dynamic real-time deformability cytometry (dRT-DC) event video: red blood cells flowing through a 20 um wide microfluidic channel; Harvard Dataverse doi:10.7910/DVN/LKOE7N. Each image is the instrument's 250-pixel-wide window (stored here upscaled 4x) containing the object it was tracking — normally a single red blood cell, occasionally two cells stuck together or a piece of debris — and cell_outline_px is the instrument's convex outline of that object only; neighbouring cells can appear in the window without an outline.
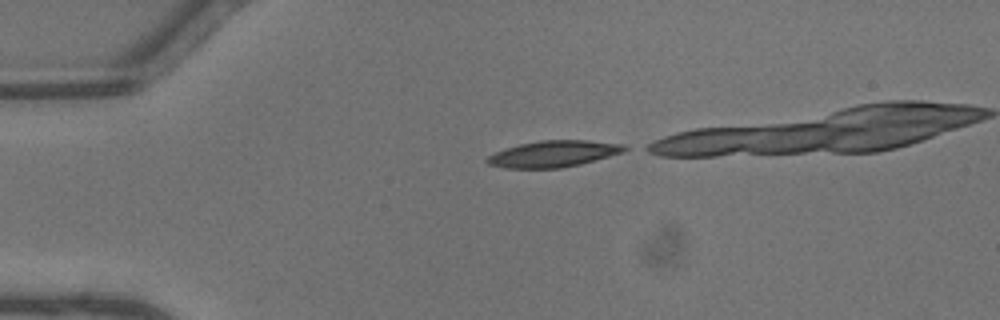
{"species": "common noctule bat (a hibernating species)", "species_latin": "Nyctalus noctula", "temperature_condition": "warm", "stored_images_in_passage": 11, "camera_frame_rate_fps": 3000, "um_per_image_px": 0.085, "animal": {"sex": "male", "body_mass_g": 13.3}, "frame": {"image": 1, "passage_image": 1, "time_ms": 0.0, "image_size_px": [1000, 320], "cell_outline_px": [[632, 148], [624, 152], [580, 164], [560, 168], [504, 168], [488, 164], [484, 160], [488, 156], [504, 148], [520, 144], [540, 140], [588, 140], [624, 144]], "centroid_in_image_um": [47.07, 13.07], "position_along_channel_um": 37.9, "area_um2": 21.27}}
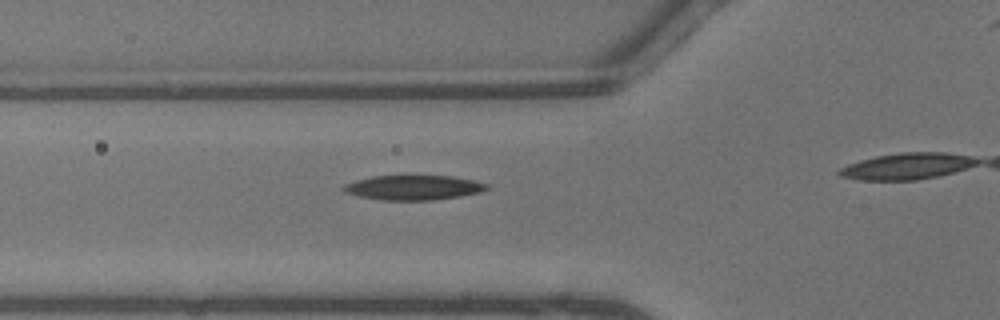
{"frame": {"image": 2, "passage_image": 7, "time_ms": 2.0, "image_size_px": [1000, 320], "cell_outline_px": [[488, 188], [480, 192], [460, 196], [432, 200], [380, 200], [360, 196], [344, 192], [340, 188], [344, 184], [356, 180], [372, 176], [452, 176], [472, 180], [488, 184]], "centroid_in_image_um": [35.1, 15.94], "position_along_channel_um": 90.7, "area_um2": 20.52}}
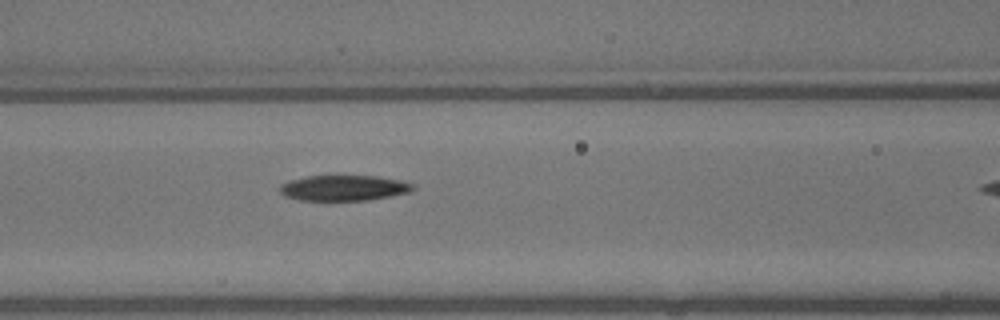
{"frame": {"image": 3, "passage_image": 10, "time_ms": 3.0, "image_size_px": [1000, 320], "cell_outline_px": [[416, 188], [408, 192], [368, 200], [300, 200], [284, 196], [280, 192], [280, 184], [288, 180], [308, 176], [376, 176], [404, 180], [416, 184]], "centroid_in_image_um": [29.24, 15.96], "position_along_channel_um": 137.4, "area_um2": 19.88}}